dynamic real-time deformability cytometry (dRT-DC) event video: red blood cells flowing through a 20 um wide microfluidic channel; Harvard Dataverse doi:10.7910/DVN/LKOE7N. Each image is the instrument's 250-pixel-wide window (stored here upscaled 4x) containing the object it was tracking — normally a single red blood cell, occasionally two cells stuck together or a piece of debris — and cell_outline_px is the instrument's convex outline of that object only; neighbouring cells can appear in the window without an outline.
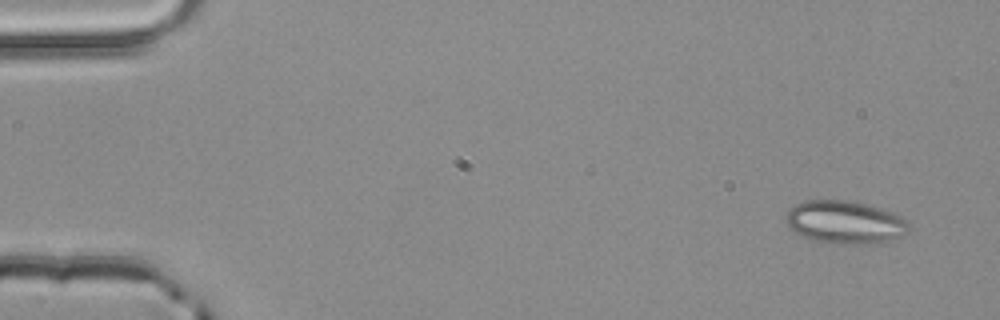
{"species": "common noctule bat (a hibernating species)", "species_latin": "Nyctalus noctula", "temperature_condition": "room temperature", "stored_images_in_passage": 3, "camera_frame_rate_fps": 3000, "um_per_image_px": 0.085, "animal": {"sex": "male", "body_mass_g": 20.4}, "frame": {"image": 1, "passage_image": 1, "time_ms": 0.0, "image_size_px": [1000, 320], "cell_outline_px": [[912, 228], [904, 236], [888, 240], [868, 244], [836, 244], [812, 240], [788, 228], [788, 212], [796, 204], [804, 200], [844, 200], [864, 204], [880, 208], [900, 216]], "centroid_in_image_um": [71.85, 18.9], "position_along_channel_um": 13.2, "area_um2": 30.46}}